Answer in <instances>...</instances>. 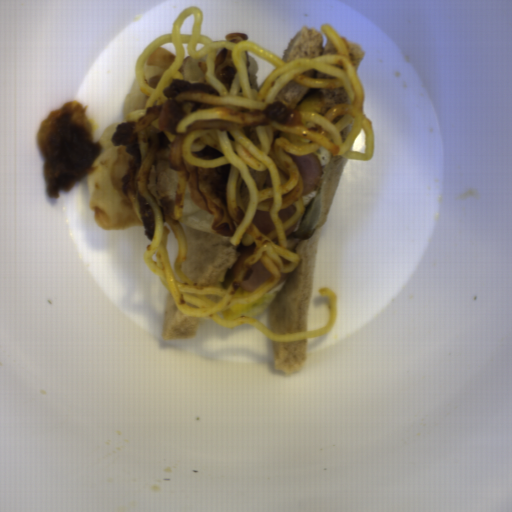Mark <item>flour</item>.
<instances>
[{
	"label": "flour",
	"instance_id": "obj_1",
	"mask_svg": "<svg viewBox=\"0 0 512 512\" xmlns=\"http://www.w3.org/2000/svg\"><path fill=\"white\" fill-rule=\"evenodd\" d=\"M148 98L135 74L122 105L124 118L106 127L97 139L89 114L70 100L43 117L37 125V138L44 158L41 171L47 197L62 195L83 178L93 218L102 231L141 227L151 242L154 213L136 182L141 151L133 131L136 122L127 116L145 109Z\"/></svg>",
	"mask_w": 512,
	"mask_h": 512
},
{
	"label": "flour",
	"instance_id": "obj_2",
	"mask_svg": "<svg viewBox=\"0 0 512 512\" xmlns=\"http://www.w3.org/2000/svg\"><path fill=\"white\" fill-rule=\"evenodd\" d=\"M187 184L179 223L215 236L234 250L237 222L231 215L227 186L230 163L204 169L184 161Z\"/></svg>",
	"mask_w": 512,
	"mask_h": 512
},
{
	"label": "flour",
	"instance_id": "obj_3",
	"mask_svg": "<svg viewBox=\"0 0 512 512\" xmlns=\"http://www.w3.org/2000/svg\"><path fill=\"white\" fill-rule=\"evenodd\" d=\"M180 179L177 169L171 167L168 159H155L148 175L147 187L157 206H163L162 199L175 204Z\"/></svg>",
	"mask_w": 512,
	"mask_h": 512
},
{
	"label": "flour",
	"instance_id": "obj_4",
	"mask_svg": "<svg viewBox=\"0 0 512 512\" xmlns=\"http://www.w3.org/2000/svg\"><path fill=\"white\" fill-rule=\"evenodd\" d=\"M175 57L176 54L162 45L154 50L143 65L146 84L156 89L162 74L172 65Z\"/></svg>",
	"mask_w": 512,
	"mask_h": 512
},
{
	"label": "flour",
	"instance_id": "obj_5",
	"mask_svg": "<svg viewBox=\"0 0 512 512\" xmlns=\"http://www.w3.org/2000/svg\"><path fill=\"white\" fill-rule=\"evenodd\" d=\"M236 73L237 69L233 61L231 50L223 47L216 49L214 74L222 82L229 93L231 91Z\"/></svg>",
	"mask_w": 512,
	"mask_h": 512
},
{
	"label": "flour",
	"instance_id": "obj_6",
	"mask_svg": "<svg viewBox=\"0 0 512 512\" xmlns=\"http://www.w3.org/2000/svg\"><path fill=\"white\" fill-rule=\"evenodd\" d=\"M206 57H207V54L202 59H194L190 55L184 56L178 72L185 79H188L191 81H204V82L210 84L205 77V74L208 71Z\"/></svg>",
	"mask_w": 512,
	"mask_h": 512
},
{
	"label": "flour",
	"instance_id": "obj_7",
	"mask_svg": "<svg viewBox=\"0 0 512 512\" xmlns=\"http://www.w3.org/2000/svg\"><path fill=\"white\" fill-rule=\"evenodd\" d=\"M247 54L246 65L249 76L250 89L258 91V63L251 51H245Z\"/></svg>",
	"mask_w": 512,
	"mask_h": 512
},
{
	"label": "flour",
	"instance_id": "obj_8",
	"mask_svg": "<svg viewBox=\"0 0 512 512\" xmlns=\"http://www.w3.org/2000/svg\"><path fill=\"white\" fill-rule=\"evenodd\" d=\"M243 40H247L248 41V35L244 34V33H239V32H231L230 34L226 35L224 41H230V42H233V43H239Z\"/></svg>",
	"mask_w": 512,
	"mask_h": 512
}]
</instances>
